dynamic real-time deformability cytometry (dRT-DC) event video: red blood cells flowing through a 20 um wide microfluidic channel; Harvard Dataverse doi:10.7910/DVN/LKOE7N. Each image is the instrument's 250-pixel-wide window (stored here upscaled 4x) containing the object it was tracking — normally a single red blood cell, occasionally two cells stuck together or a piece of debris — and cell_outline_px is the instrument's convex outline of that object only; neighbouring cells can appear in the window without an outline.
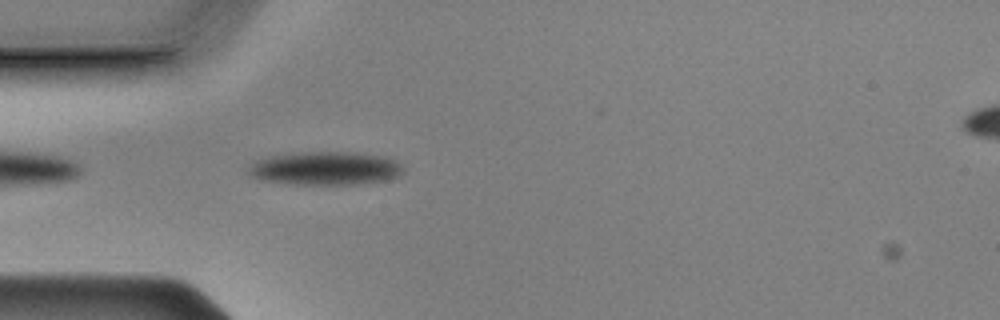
{"species": "Egyptian fruit bat (a non-hibernating species)", "species_latin": "Rousettus aegyptiacus", "temperature_condition": "cold", "stored_images_in_passage": 41, "camera_frame_rate_fps": 3000, "um_per_image_px": 0.085, "animal": {"sex": "male"}, "frame": {"image": 1, "passage_image": 2, "time_ms": 0.333, "image_size_px": [1000, 320], "cell_outline_px": [[404, 172], [400, 176], [384, 180], [356, 184], [292, 184], [260, 180], [248, 176], [244, 172], [256, 160], [272, 156], [296, 152], [356, 152], [392, 156], [404, 168]], "centroid_in_image_um": [27.67, 14.3], "position_along_channel_um": 57.3, "area_um2": 30.69}}
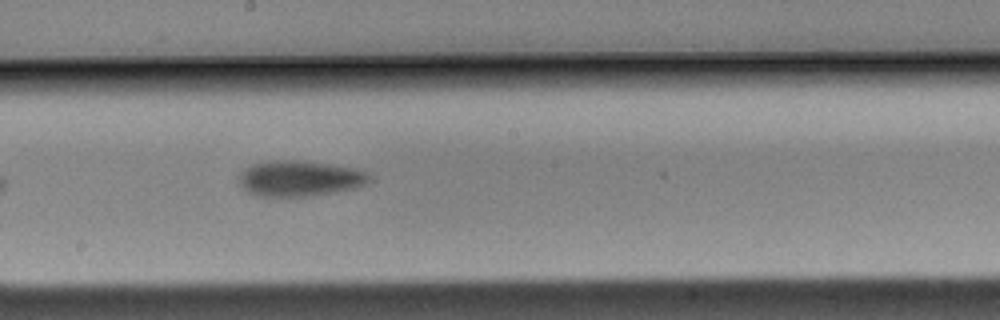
{"frame": {"image": 2, "passage_image": 16, "time_ms": 5.0, "image_size_px": [1000, 320], "cell_outline_px": [[372, 180], [364, 184], [352, 188], [332, 192], [308, 196], [256, 196], [248, 192], [240, 184], [240, 172], [252, 164], [272, 160], [304, 160], [352, 168], [368, 172], [372, 176]], "centroid_in_image_um": [25.46, 15.16], "position_along_channel_um": 222.7, "area_um2": 26.93}}
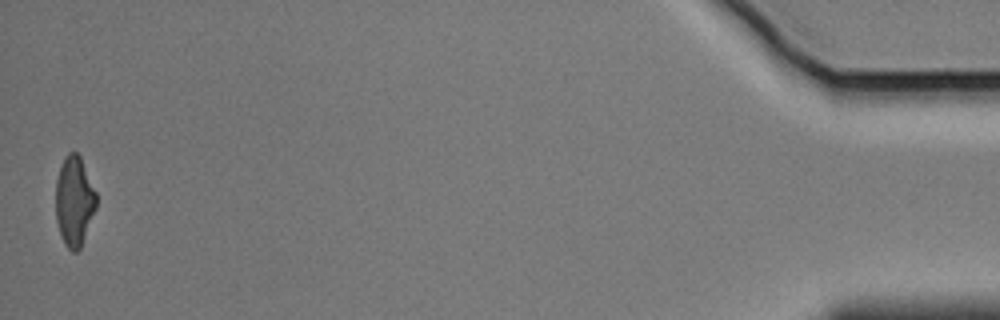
{"frame": {"image": 3, "passage_image": 41, "time_ms": 13.333, "image_size_px": [1000, 320], "cell_outline_px": [[96, 208], [80, 248], [76, 252], [72, 252], [64, 244], [56, 220], [56, 180], [64, 156], [68, 152], [76, 152], [80, 156], [96, 192]], "centroid_in_image_um": [6.31, 17.09], "position_along_channel_um": 428.9, "area_um2": 21.1}, "authors_computed_cell_mechanics": {"area_um2": 24.6228, "velocity_mm_per_s": 3.6075, "shape_relaxation_time_tau1_ms": 2.6516, "shape_relaxation_time_tau2_ms": null, "deformation_change_tau1": 0.0931, "deformation_change_tau2": null}}